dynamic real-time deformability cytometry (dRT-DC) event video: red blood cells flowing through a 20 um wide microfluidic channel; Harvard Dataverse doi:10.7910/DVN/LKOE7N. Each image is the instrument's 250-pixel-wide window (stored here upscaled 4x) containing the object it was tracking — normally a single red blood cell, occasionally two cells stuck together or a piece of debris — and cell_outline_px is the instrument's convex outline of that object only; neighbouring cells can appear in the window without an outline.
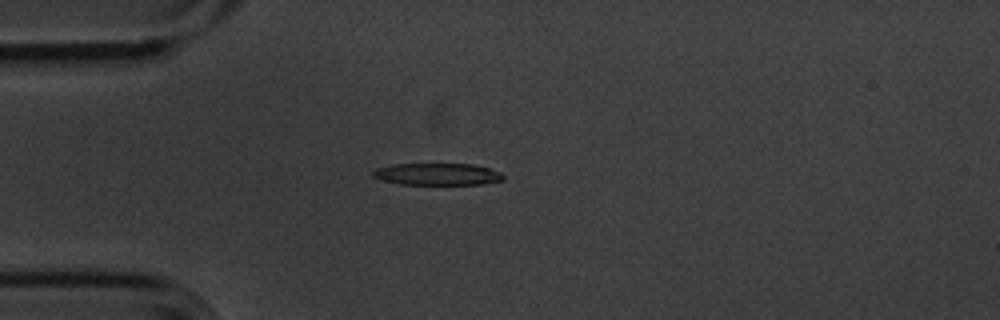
{"species": "common noctule bat (a hibernating species)", "species_latin": "Nyctalus noctula", "temperature_condition": "cold", "stored_images_in_passage": 1, "camera_frame_rate_fps": 3000, "um_per_image_px": 0.085, "animal": {"sex": "male", "body_mass_g": 20.1, "forearm_length_mm": 53.5}, "frame": {"image": 1, "passage_image": 1, "time_ms": 0.0, "image_size_px": [1000, 320], "cell_outline_px": [[504, 180], [480, 184], [400, 184], [384, 180], [372, 176], [372, 172], [376, 168], [392, 164], [472, 164], [488, 168], [500, 172], [504, 176]], "centroid_in_image_um": [37.17, 14.8], "position_along_channel_um": 47.8, "area_um2": 16.53}}